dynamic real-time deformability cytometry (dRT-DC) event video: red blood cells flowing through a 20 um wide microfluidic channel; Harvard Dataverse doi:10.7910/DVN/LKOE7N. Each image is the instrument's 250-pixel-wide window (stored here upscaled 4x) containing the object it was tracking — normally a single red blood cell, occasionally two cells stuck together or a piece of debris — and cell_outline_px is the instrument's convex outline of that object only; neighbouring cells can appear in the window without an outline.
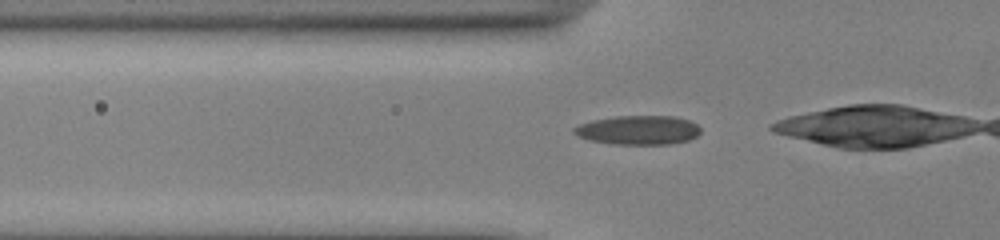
{"species": "common noctule bat (a hibernating species)", "species_latin": "Nyctalus noctula", "temperature_condition": "cold", "stored_images_in_passage": 17, "camera_frame_rate_fps": 3000, "um_per_image_px": 0.085, "animal": {"sex": "male", "body_mass_g": 13.0, "forearm_length_mm": 53.1}, "frame": {"image": 1, "passage_image": 14, "time_ms": 4.333, "image_size_px": [1000, 240], "cell_outline_px": [[700, 132], [696, 136], [688, 140], [668, 144], [612, 144], [588, 140], [572, 132], [572, 128], [580, 124], [592, 120], [616, 116], [672, 116], [688, 120], [696, 124], [700, 128]], "centroid_in_image_um": [54.23, 11.05], "position_along_channel_um": 71.6, "area_um2": 21.39}}